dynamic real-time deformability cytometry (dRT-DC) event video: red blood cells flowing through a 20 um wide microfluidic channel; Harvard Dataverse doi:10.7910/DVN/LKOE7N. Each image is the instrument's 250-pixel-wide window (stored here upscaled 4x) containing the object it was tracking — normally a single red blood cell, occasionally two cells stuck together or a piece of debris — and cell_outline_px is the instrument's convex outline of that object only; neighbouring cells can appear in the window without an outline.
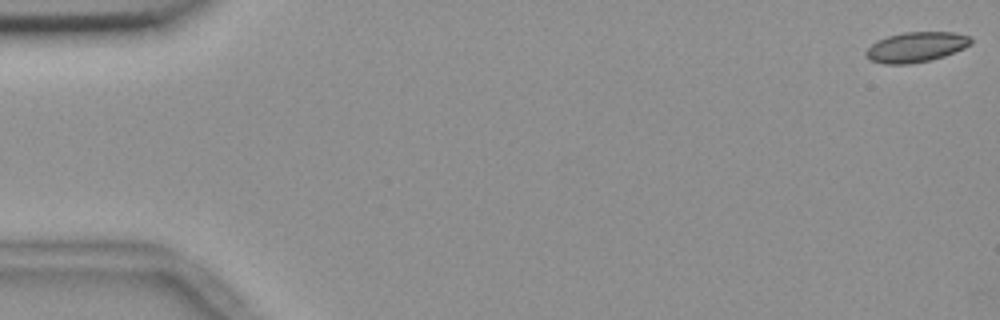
{"species": "common noctule bat (a hibernating species)", "species_latin": "Nyctalus noctula", "temperature_condition": "room temperature", "stored_images_in_passage": 7, "camera_frame_rate_fps": 3000, "um_per_image_px": 0.085, "animal": {"sex": "female", "body_mass_g": 18.4}, "frame": {"image": 1, "passage_image": 1, "time_ms": 0.0, "image_size_px": [1000, 320], "cell_outline_px": [[972, 44], [964, 48], [944, 56], [932, 60], [908, 64], [884, 64], [872, 60], [864, 52], [872, 44], [888, 36], [904, 32], [952, 32], [972, 36]], "centroid_in_image_um": [77.92, 4.0], "position_along_channel_um": 7.1, "area_um2": 18.32}}